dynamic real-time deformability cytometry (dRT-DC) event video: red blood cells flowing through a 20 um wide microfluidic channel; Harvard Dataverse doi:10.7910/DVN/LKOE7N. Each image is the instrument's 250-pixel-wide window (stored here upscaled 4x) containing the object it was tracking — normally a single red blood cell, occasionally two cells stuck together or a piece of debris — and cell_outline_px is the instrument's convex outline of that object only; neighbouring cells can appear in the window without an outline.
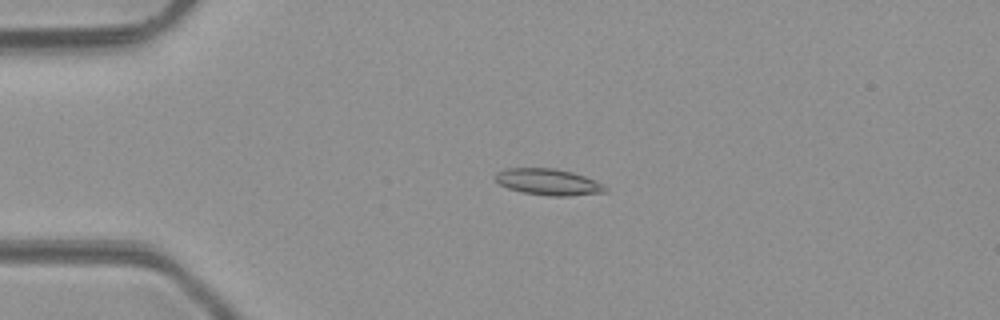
{"species": "common noctule bat (a hibernating species)", "species_latin": "Nyctalus noctula", "temperature_condition": "room temperature", "stored_images_in_passage": 4, "camera_frame_rate_fps": 3000, "um_per_image_px": 0.085, "animal": {"sex": "male", "body_mass_g": 23.1, "forearm_length_mm": 52.7}, "frame": {"image": 1, "passage_image": 3, "time_ms": 3.333, "image_size_px": [1000, 320], "cell_outline_px": [[608, 192], [568, 196], [548, 196], [524, 192], [508, 188], [500, 184], [496, 180], [496, 172], [504, 168], [552, 168], [572, 172], [596, 180], [604, 184], [608, 188]], "centroid_in_image_um": [46.65, 15.47], "position_along_channel_um": 38.4, "area_um2": 16.94}}